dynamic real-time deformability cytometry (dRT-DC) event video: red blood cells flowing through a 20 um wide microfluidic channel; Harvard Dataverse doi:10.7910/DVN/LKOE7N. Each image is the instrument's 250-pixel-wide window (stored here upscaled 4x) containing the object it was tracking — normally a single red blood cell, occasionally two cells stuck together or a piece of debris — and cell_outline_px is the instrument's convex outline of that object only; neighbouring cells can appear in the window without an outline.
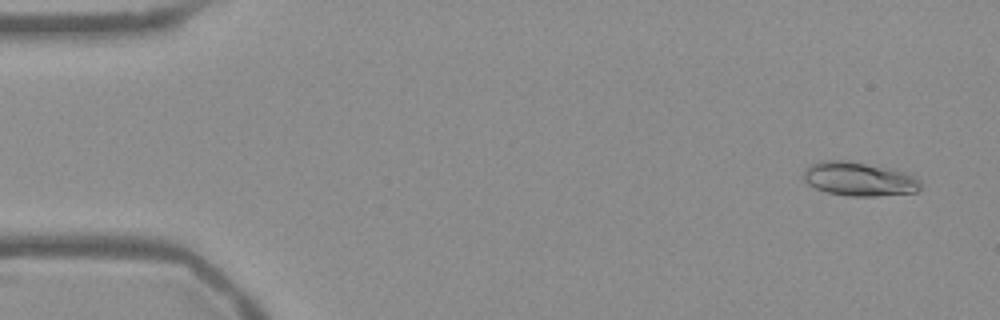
{"species": "Egyptian fruit bat (a non-hibernating species)", "species_latin": "Rousettus aegyptiacus", "temperature_condition": "warm", "stored_images_in_passage": 54, "camera_frame_rate_fps": 3000, "um_per_image_px": 0.085, "frame": {"image": 1, "passage_image": 3, "time_ms": 0.667, "image_size_px": [1000, 320], "cell_outline_px": [[920, 188], [916, 192], [876, 196], [848, 196], [828, 192], [816, 188], [808, 184], [804, 180], [804, 168], [820, 160], [844, 160], [896, 168], [912, 172], [920, 180]], "centroid_in_image_um": [73.08, 15.19], "position_along_channel_um": 11.9, "area_um2": 23.58}}
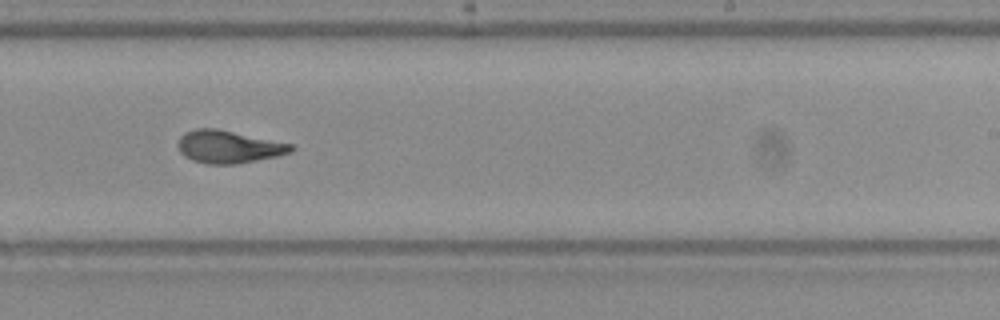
{"frame": {"image": 2, "passage_image": 33, "time_ms": 10.667, "image_size_px": [1000, 320], "cell_outline_px": [[296, 148], [292, 152], [276, 156], [232, 164], [208, 164], [192, 160], [184, 156], [180, 152], [176, 144], [180, 136], [184, 132], [196, 128], [216, 128], [292, 144]], "centroid_in_image_um": [19.38, 12.46], "position_along_channel_um": 269.6, "area_um2": 21.44}}
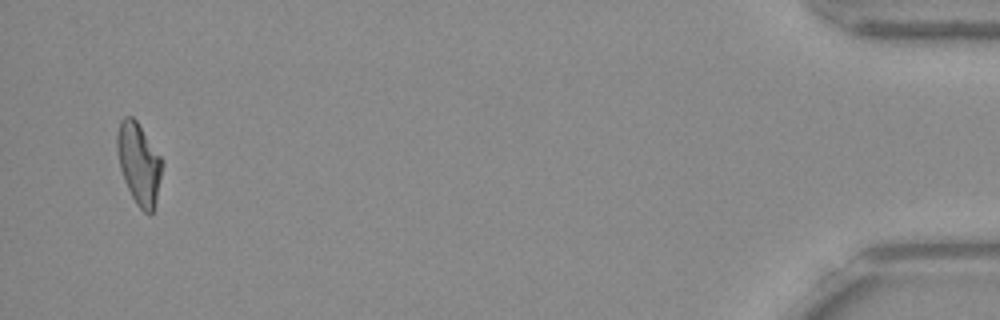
{"frame": {"image": 3, "passage_image": 52, "time_ms": 17.0, "image_size_px": [1000, 320], "cell_outline_px": [[164, 164], [152, 212], [148, 216], [136, 204], [124, 180], [120, 168], [116, 148], [116, 132], [120, 120], [124, 116], [132, 116], [136, 120], [164, 160]], "centroid_in_image_um": [11.8, 13.86], "position_along_channel_um": 423.4, "area_um2": 21.44}, "authors_computed_cell_mechanics": {"area_um2": 21.4438, "velocity_mm_per_s": 3.7765, "shape_relaxation_time_tau1_ms": 5.5674, "shape_relaxation_time_tau2_ms": 1.7597, "deformation_change_tau1": 0.2109, "deformation_change_tau2": 0.0919}}